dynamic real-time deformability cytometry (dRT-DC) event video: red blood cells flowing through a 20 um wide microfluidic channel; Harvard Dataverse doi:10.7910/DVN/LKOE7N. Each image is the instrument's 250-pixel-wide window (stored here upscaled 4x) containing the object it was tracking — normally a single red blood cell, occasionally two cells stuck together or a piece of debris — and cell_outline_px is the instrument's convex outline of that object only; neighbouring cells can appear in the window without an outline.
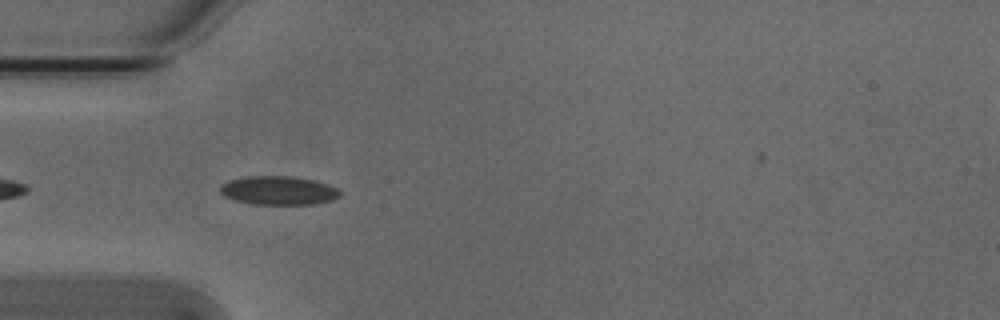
{"species": "Egyptian fruit bat (a non-hibernating species)", "species_latin": "Rousettus aegyptiacus", "temperature_condition": "cold", "stored_images_in_passage": 37, "camera_frame_rate_fps": 3000, "um_per_image_px": 0.085, "animal": {"sex": "male"}, "frame": {"image": 1, "passage_image": 3, "time_ms": 0.667, "image_size_px": [1000, 320], "cell_outline_px": [[340, 196], [332, 200], [316, 204], [252, 204], [236, 200], [224, 196], [220, 192], [220, 184], [228, 180], [248, 176], [292, 176], [312, 180], [328, 184], [336, 188], [340, 192]], "centroid_in_image_um": [23.65, 16.19], "position_along_channel_um": 61.3, "area_um2": 20.06}}
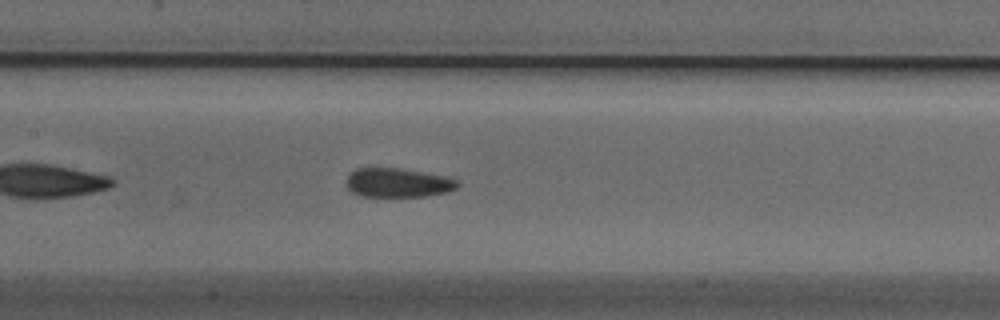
{"frame": {"image": 2, "passage_image": 12, "time_ms": 3.667, "image_size_px": [1000, 320], "cell_outline_px": [[460, 184], [456, 188], [448, 192], [428, 196], [360, 196], [352, 192], [344, 184], [348, 176], [356, 168], [396, 168], [444, 176], [456, 180]], "centroid_in_image_um": [33.79, 15.54], "position_along_channel_um": 173.6, "area_um2": 18.73}}
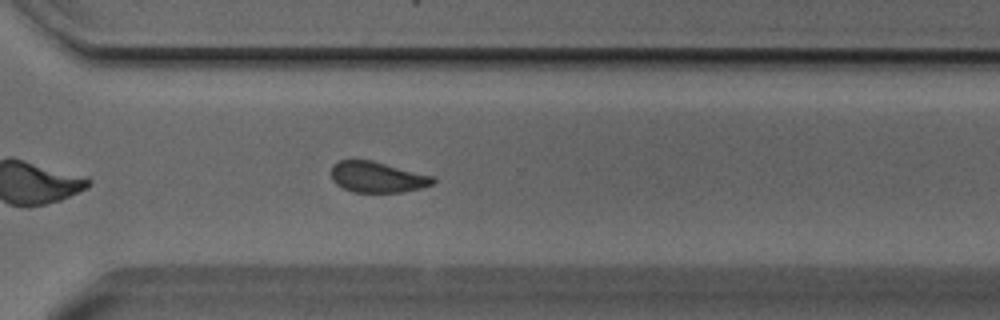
{"frame": {"image": 3, "passage_image": 25, "time_ms": 8.0, "image_size_px": [1000, 320], "cell_outline_px": [[436, 180], [432, 184], [420, 188], [400, 192], [352, 192], [336, 184], [332, 180], [332, 164], [340, 160], [372, 160], [436, 176]], "centroid_in_image_um": [32.09, 15.04], "position_along_channel_um": 338.5, "area_um2": 18.38}, "authors_computed_cell_mechanics": {"area_um2": 19.3052, "velocity_mm_per_s": 3.8113, "shape_relaxation_time_tau1_ms": 3.467, "shape_relaxation_time_tau2_ms": 2.3198, "deformation_change_tau1": 0.0732, "deformation_change_tau2": 0.0509}}